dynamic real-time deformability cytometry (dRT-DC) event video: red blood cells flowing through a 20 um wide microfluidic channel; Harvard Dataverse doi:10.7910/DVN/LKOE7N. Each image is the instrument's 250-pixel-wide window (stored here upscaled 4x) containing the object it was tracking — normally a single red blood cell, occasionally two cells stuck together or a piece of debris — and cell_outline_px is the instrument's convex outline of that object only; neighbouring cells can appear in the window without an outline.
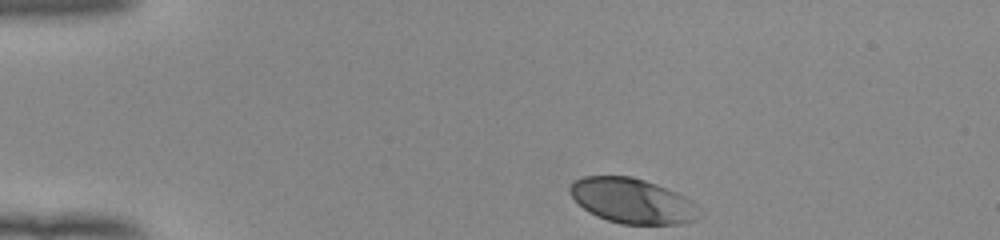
{"species": "human", "species_latin": "Homo sapiens", "temperature_condition": "room temperature", "stored_images_in_passage": 37, "camera_frame_rate_fps": 3000, "um_per_image_px": 0.085, "donor": {"sex": "female"}, "frame": {"image": 1, "passage_image": 1, "time_ms": 0.0, "image_size_px": [1000, 240], "cell_outline_px": [[704, 212], [696, 220], [680, 224], [620, 224], [596, 216], [588, 212], [568, 192], [568, 188], [576, 180], [584, 176], [632, 176], [656, 184], [676, 192], [692, 200]], "centroid_in_image_um": [53.8, 17.08], "position_along_channel_um": 31.2, "area_um2": 34.1}}
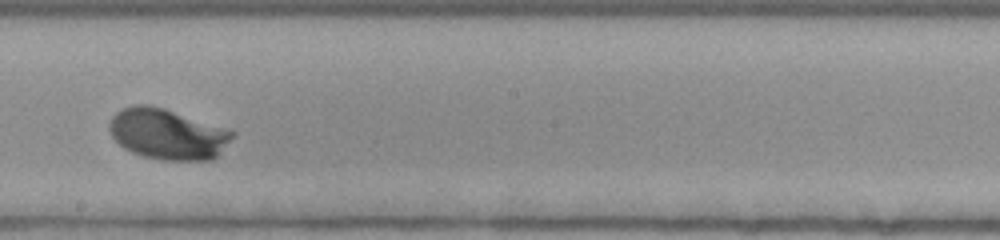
{"frame": {"image": 2, "passage_image": 22, "time_ms": 7.0, "image_size_px": [1000, 240], "cell_outline_px": [[236, 132], [216, 156], [212, 160], [164, 160], [144, 156], [132, 152], [124, 148], [112, 136], [108, 128], [108, 124], [112, 116], [120, 108], [132, 104], [148, 104], [164, 108], [228, 128]], "centroid_in_image_um": [14.21, 11.37], "position_along_channel_um": 234.0, "area_um2": 36.36}}
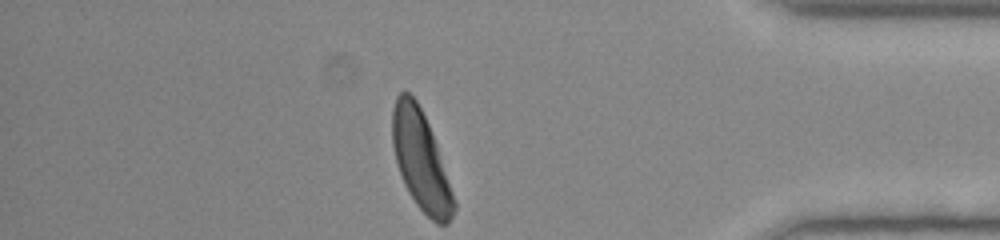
{"frame": {"image": 3, "passage_image": 37, "time_ms": 12.0, "image_size_px": [1000, 240], "cell_outline_px": [[456, 208], [448, 224], [436, 224], [416, 204], [408, 192], [404, 184], [396, 160], [392, 144], [392, 108], [396, 96], [400, 92], [408, 92], [416, 100], [428, 124], [436, 144], [456, 204]], "centroid_in_image_um": [35.75, 13.65], "position_along_channel_um": 399.5, "area_um2": 34.91}, "authors_computed_cell_mechanics": {"area_um2": 34.391, "velocity_mm_per_s": 3.8766, "shape_relaxation_time_tau1_ms": 2.2633, "shape_relaxation_time_tau2_ms": null, "deformation_change_tau1": 0.1706, "deformation_change_tau2": null}}